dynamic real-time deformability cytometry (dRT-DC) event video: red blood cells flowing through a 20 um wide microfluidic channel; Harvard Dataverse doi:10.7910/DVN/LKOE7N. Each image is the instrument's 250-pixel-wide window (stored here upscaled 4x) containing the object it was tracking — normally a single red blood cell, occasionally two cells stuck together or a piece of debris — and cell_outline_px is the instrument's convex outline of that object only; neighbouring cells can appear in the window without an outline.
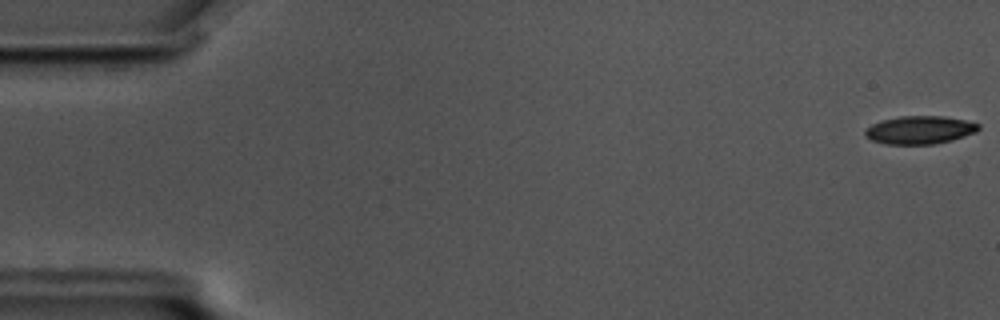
{"species": "common noctule bat (a hibernating species)", "species_latin": "Nyctalus noctula", "temperature_condition": "cold", "stored_images_in_passage": 9, "camera_frame_rate_fps": 3000, "um_per_image_px": 0.085, "animal": {"sex": "male", "body_mass_g": 17.5, "forearm_length_mm": 52.3}, "frame": {"image": 1, "passage_image": 1, "time_ms": 0.0, "image_size_px": [1000, 320], "cell_outline_px": [[980, 128], [976, 132], [952, 140], [936, 144], [884, 144], [872, 140], [864, 136], [864, 128], [880, 120], [900, 116], [944, 116], [964, 120], [980, 124]], "centroid_in_image_um": [78.14, 11.04], "position_along_channel_um": 6.9, "area_um2": 18.73}}